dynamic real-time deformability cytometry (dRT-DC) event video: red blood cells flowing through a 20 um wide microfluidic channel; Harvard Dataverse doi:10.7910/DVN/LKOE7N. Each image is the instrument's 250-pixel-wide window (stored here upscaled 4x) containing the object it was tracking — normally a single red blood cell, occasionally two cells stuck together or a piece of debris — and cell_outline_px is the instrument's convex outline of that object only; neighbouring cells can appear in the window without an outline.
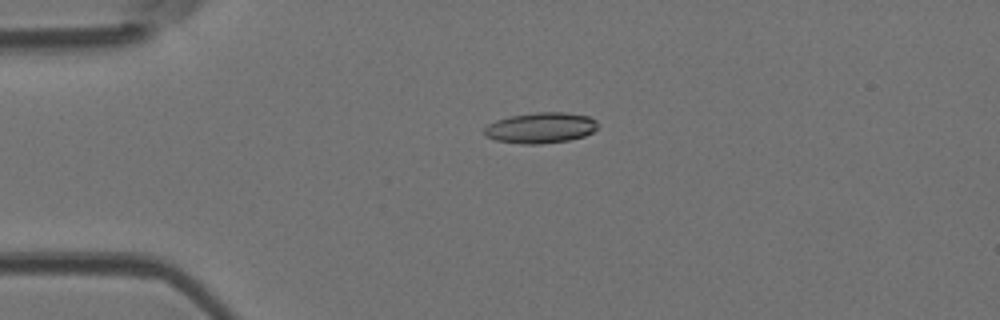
{"species": "Egyptian fruit bat (a non-hibernating species)", "species_latin": "Rousettus aegyptiacus", "temperature_condition": "room temperature", "stored_images_in_passage": 5, "camera_frame_rate_fps": 3000, "um_per_image_px": 0.085, "animal": {"sex": "female"}, "frame": {"image": 1, "passage_image": 4, "time_ms": 1.0, "image_size_px": [1000, 320], "cell_outline_px": [[600, 124], [592, 132], [584, 136], [568, 140], [540, 144], [524, 144], [496, 140], [484, 136], [484, 128], [488, 124], [496, 120], [512, 116], [536, 112], [564, 112], [588, 116], [596, 120]], "centroid_in_image_um": [45.96, 10.86], "position_along_channel_um": 39.0, "area_um2": 20.29}}